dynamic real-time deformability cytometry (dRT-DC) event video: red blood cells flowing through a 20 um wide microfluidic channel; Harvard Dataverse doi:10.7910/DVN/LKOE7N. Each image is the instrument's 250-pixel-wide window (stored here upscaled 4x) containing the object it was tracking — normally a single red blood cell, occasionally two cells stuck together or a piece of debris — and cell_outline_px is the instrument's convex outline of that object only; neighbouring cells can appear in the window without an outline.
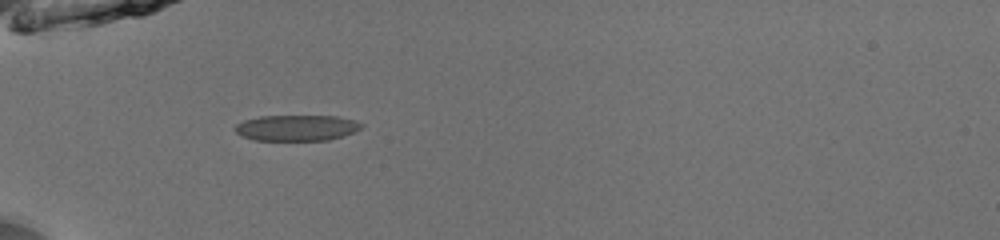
{"species": "common noctule bat (a hibernating species)", "species_latin": "Nyctalus noctula", "temperature_condition": "room temperature", "stored_images_in_passage": 32, "camera_frame_rate_fps": 3000, "um_per_image_px": 0.085, "animal": {"sex": "male", "body_mass_g": 13.0, "forearm_length_mm": 53.1}, "frame": {"image": 1, "passage_image": 1, "time_ms": 0.0, "image_size_px": [1000, 240], "cell_outline_px": [[364, 124], [360, 128], [344, 136], [328, 140], [256, 140], [244, 136], [236, 132], [232, 128], [236, 124], [244, 120], [260, 116], [336, 116], [356, 120]], "centroid_in_image_um": [25.22, 10.86], "position_along_channel_um": 59.8, "area_um2": 19.02}}
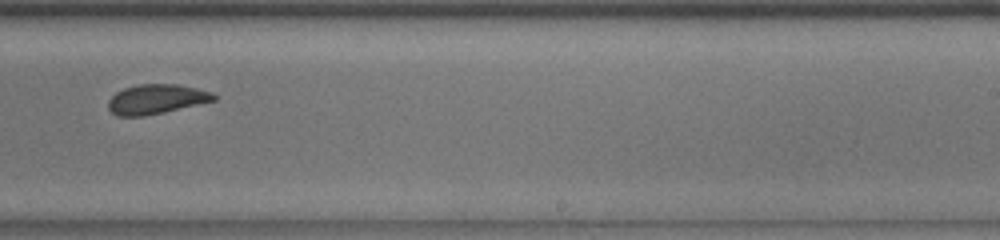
{"frame": {"image": 2, "passage_image": 18, "time_ms": 5.667, "image_size_px": [1000, 240], "cell_outline_px": [[216, 100], [164, 112], [144, 116], [116, 116], [108, 108], [108, 100], [116, 92], [124, 88], [140, 84], [176, 84], [196, 88], [212, 92], [216, 96]], "centroid_in_image_um": [13.27, 8.43], "position_along_channel_um": 275.7, "area_um2": 18.15}}
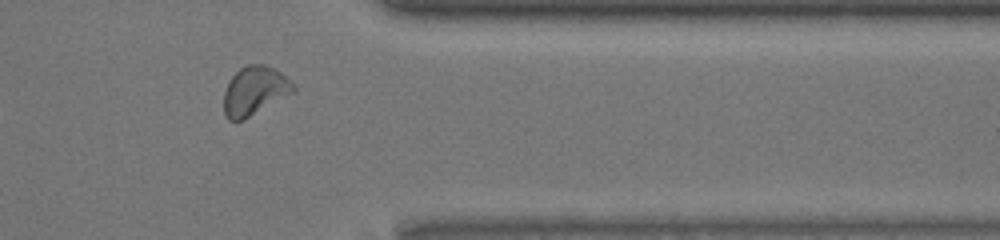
{"frame": {"image": 3, "passage_image": 27, "time_ms": 8.667, "image_size_px": [1000, 240], "cell_outline_px": [[296, 92], [244, 120], [228, 120], [224, 116], [224, 92], [228, 80], [240, 68], [248, 64], [264, 64], [276, 68], [296, 88]], "centroid_in_image_um": [21.64, 7.73], "position_along_channel_um": 389.8, "area_um2": 20.0}, "authors_computed_cell_mechanics": {"area_um2": 18.8428, "velocity_mm_per_s": 3.9573, "shape_relaxation_time_tau1_ms": 3.5226, "shape_relaxation_time_tau2_ms": 1.8896, "deformation_change_tau1": 0.1132, "deformation_change_tau2": 0.0317}}